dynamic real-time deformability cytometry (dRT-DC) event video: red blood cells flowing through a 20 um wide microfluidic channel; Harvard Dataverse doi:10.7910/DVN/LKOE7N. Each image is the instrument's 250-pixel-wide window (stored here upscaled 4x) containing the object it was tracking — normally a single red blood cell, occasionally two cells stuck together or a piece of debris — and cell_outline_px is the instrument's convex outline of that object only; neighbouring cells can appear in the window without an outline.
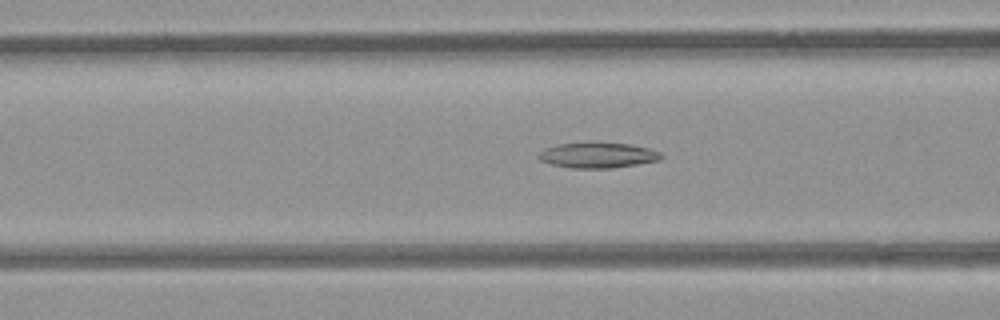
{"species": "common noctule bat (a hibernating species)", "species_latin": "Nyctalus noctula", "temperature_condition": "room temperature", "stored_images_in_passage": 53, "camera_frame_rate_fps": 3000, "um_per_image_px": 0.085, "animal": {"sex": "female", "body_mass_g": 21.9}, "frame": {"image": 1, "passage_image": 21, "time_ms": 6.667, "image_size_px": [1000, 320], "cell_outline_px": [[664, 156], [660, 160], [612, 168], [572, 168], [552, 164], [540, 160], [536, 156], [544, 148], [560, 144], [628, 144], [648, 148], [660, 152]], "centroid_in_image_um": [50.81, 13.22], "position_along_channel_um": 115.8, "area_um2": 17.63}}
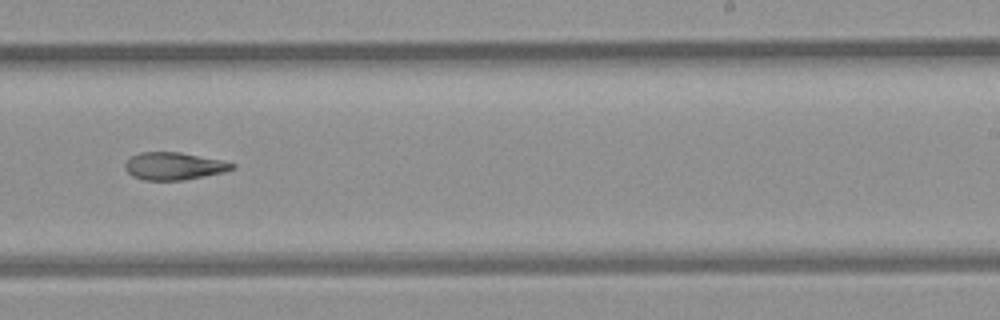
{"frame": {"image": 2, "passage_image": 33, "time_ms": 10.667, "image_size_px": [1000, 320], "cell_outline_px": [[236, 168], [224, 172], [184, 180], [144, 180], [132, 176], [124, 168], [124, 164], [132, 156], [140, 152], [180, 152], [220, 160], [236, 164]], "centroid_in_image_um": [14.78, 14.12], "position_along_channel_um": 274.2, "area_um2": 17.11}}
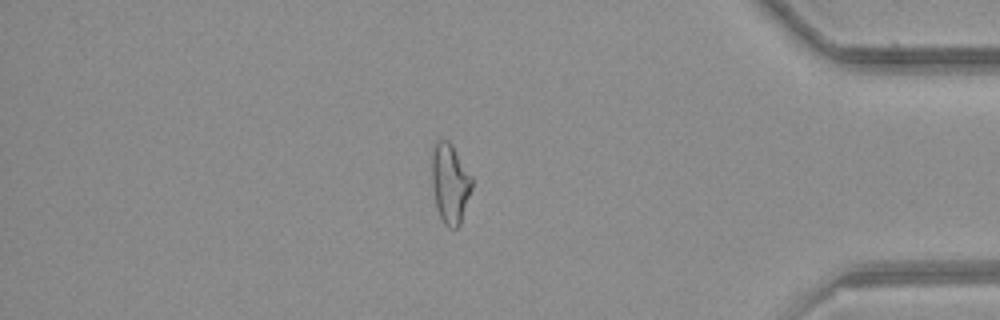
{"frame": {"image": 3, "passage_image": 45, "time_ms": 14.667, "image_size_px": [1000, 320], "cell_outline_px": [[472, 188], [460, 224], [456, 228], [448, 228], [444, 224], [436, 208], [432, 188], [432, 144], [436, 140], [448, 140], [452, 144], [472, 176]], "centroid_in_image_um": [38.24, 15.57], "position_along_channel_um": 397.0, "area_um2": 18.84}}